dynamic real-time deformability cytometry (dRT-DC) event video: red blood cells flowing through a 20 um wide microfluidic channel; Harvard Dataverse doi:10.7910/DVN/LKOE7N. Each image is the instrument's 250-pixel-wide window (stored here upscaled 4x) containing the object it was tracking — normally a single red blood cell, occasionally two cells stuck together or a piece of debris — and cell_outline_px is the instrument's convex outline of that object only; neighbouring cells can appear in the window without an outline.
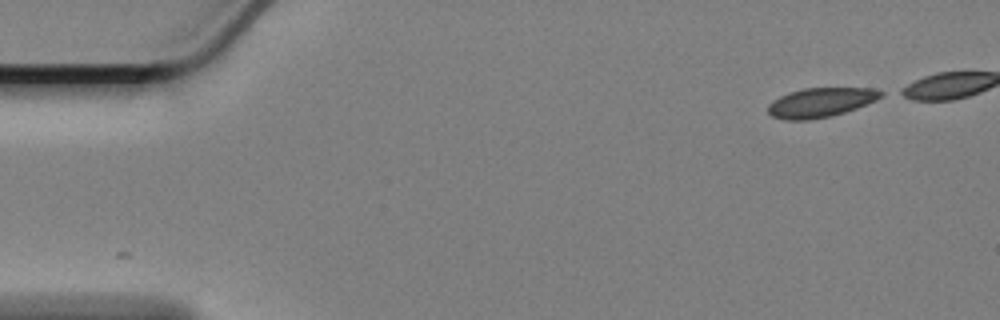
{"species": "Egyptian fruit bat (a non-hibernating species)", "species_latin": "Rousettus aegyptiacus", "temperature_condition": "cold", "stored_images_in_passage": 44, "camera_frame_rate_fps": 3000, "um_per_image_px": 0.085, "animal": {"sex": "female"}, "frame": {"image": 1, "passage_image": 1, "time_ms": 0.0, "image_size_px": [1000, 320], "cell_outline_px": [[884, 96], [876, 100], [856, 108], [832, 116], [808, 120], [784, 120], [772, 116], [768, 112], [768, 104], [772, 100], [788, 92], [804, 88], [872, 88], [884, 92]], "centroid_in_image_um": [69.74, 8.71], "position_along_channel_um": 15.3, "area_um2": 19.42}}
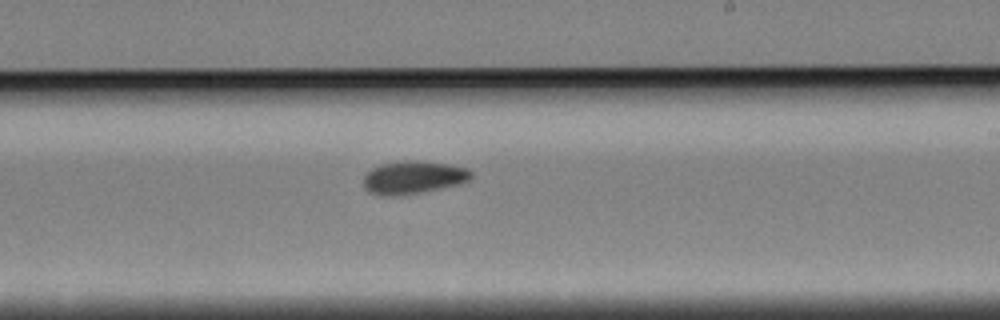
{"frame": {"image": 2, "passage_image": 31, "time_ms": 10.0, "image_size_px": [1000, 320], "cell_outline_px": [[472, 180], [460, 184], [420, 192], [396, 196], [380, 196], [368, 192], [364, 188], [364, 176], [372, 168], [380, 164], [400, 160], [416, 160], [448, 164], [468, 168], [472, 172]], "centroid_in_image_um": [35.13, 15.07], "position_along_channel_um": 253.9, "area_um2": 20.92}}
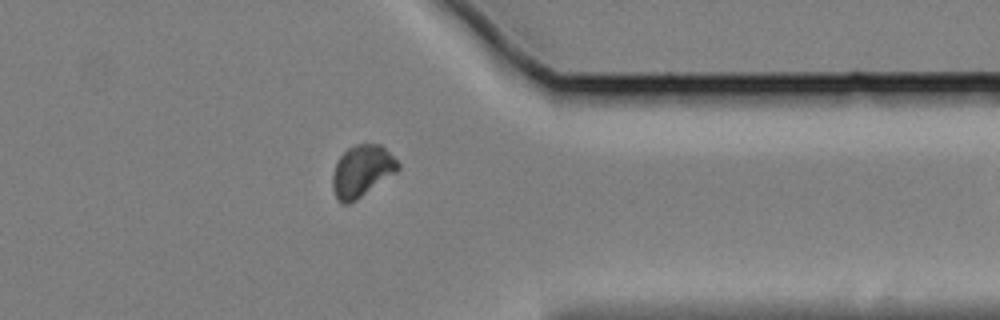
{"frame": {"image": 3, "passage_image": 43, "time_ms": 14.0, "image_size_px": [1000, 320], "cell_outline_px": [[400, 168], [396, 172], [356, 200], [348, 204], [340, 204], [336, 200], [332, 188], [332, 176], [336, 164], [340, 156], [348, 148], [356, 144], [380, 144], [400, 164]], "centroid_in_image_um": [30.73, 14.56], "position_along_channel_um": 380.7, "area_um2": 19.59}}